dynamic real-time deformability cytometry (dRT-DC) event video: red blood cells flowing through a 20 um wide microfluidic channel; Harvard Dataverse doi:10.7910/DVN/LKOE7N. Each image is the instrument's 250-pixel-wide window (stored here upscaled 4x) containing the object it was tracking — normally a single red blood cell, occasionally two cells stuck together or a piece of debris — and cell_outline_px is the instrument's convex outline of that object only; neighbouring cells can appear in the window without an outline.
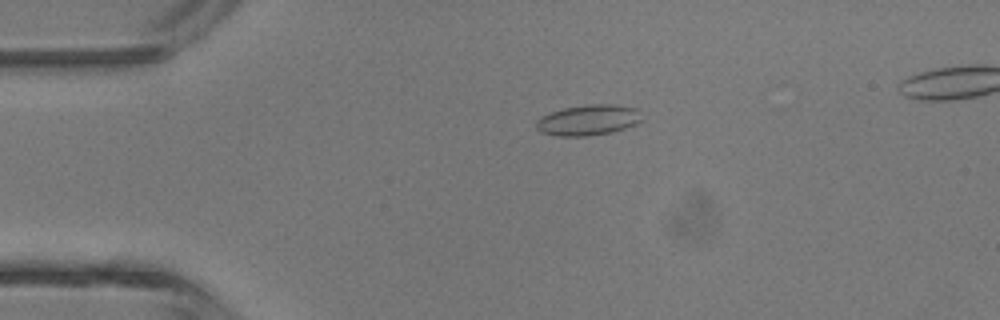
{"species": "common noctule bat (a hibernating species)", "species_latin": "Nyctalus noctula", "temperature_condition": "room temperature", "stored_images_in_passage": 5, "camera_frame_rate_fps": 3000, "um_per_image_px": 0.085, "animal": {"sex": "male", "body_mass_g": 13.3}, "frame": {"image": 1, "passage_image": 3, "time_ms": 2.333, "image_size_px": [1000, 320], "cell_outline_px": [[644, 120], [636, 124], [612, 132], [588, 136], [556, 136], [540, 132], [536, 128], [536, 120], [552, 112], [564, 108], [588, 104], [612, 104], [640, 108]], "centroid_in_image_um": [50.06, 10.2], "position_along_channel_um": 34.9, "area_um2": 19.07}}